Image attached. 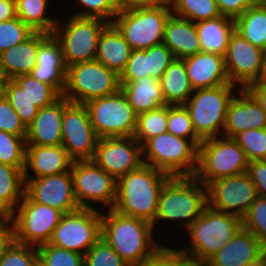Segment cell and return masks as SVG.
I'll return each mask as SVG.
<instances>
[{
	"label": "cell",
	"mask_w": 266,
	"mask_h": 266,
	"mask_svg": "<svg viewBox=\"0 0 266 266\" xmlns=\"http://www.w3.org/2000/svg\"><path fill=\"white\" fill-rule=\"evenodd\" d=\"M170 178L168 174L142 164L138 169L117 179L116 202L112 209L119 214L152 224L161 190Z\"/></svg>",
	"instance_id": "obj_1"
},
{
	"label": "cell",
	"mask_w": 266,
	"mask_h": 266,
	"mask_svg": "<svg viewBox=\"0 0 266 266\" xmlns=\"http://www.w3.org/2000/svg\"><path fill=\"white\" fill-rule=\"evenodd\" d=\"M101 239L129 265L134 266L152 256L162 245L153 239V225L145 220L101 211ZM155 240V241H154Z\"/></svg>",
	"instance_id": "obj_2"
},
{
	"label": "cell",
	"mask_w": 266,
	"mask_h": 266,
	"mask_svg": "<svg viewBox=\"0 0 266 266\" xmlns=\"http://www.w3.org/2000/svg\"><path fill=\"white\" fill-rule=\"evenodd\" d=\"M208 205L207 187L193 177H171L163 186L152 223L181 222L186 229Z\"/></svg>",
	"instance_id": "obj_3"
},
{
	"label": "cell",
	"mask_w": 266,
	"mask_h": 266,
	"mask_svg": "<svg viewBox=\"0 0 266 266\" xmlns=\"http://www.w3.org/2000/svg\"><path fill=\"white\" fill-rule=\"evenodd\" d=\"M241 227V219L236 215L218 211L207 205L202 214L185 229L189 234V244L184 248L180 246L179 250L183 255L208 260L222 249Z\"/></svg>",
	"instance_id": "obj_4"
},
{
	"label": "cell",
	"mask_w": 266,
	"mask_h": 266,
	"mask_svg": "<svg viewBox=\"0 0 266 266\" xmlns=\"http://www.w3.org/2000/svg\"><path fill=\"white\" fill-rule=\"evenodd\" d=\"M143 163L171 177H193L198 166V147L189 139L165 132L142 145Z\"/></svg>",
	"instance_id": "obj_5"
},
{
	"label": "cell",
	"mask_w": 266,
	"mask_h": 266,
	"mask_svg": "<svg viewBox=\"0 0 266 266\" xmlns=\"http://www.w3.org/2000/svg\"><path fill=\"white\" fill-rule=\"evenodd\" d=\"M237 90L240 88L236 85L226 84L196 89L188 98L184 106L189 112L194 131L201 140L223 136L227 109Z\"/></svg>",
	"instance_id": "obj_6"
},
{
	"label": "cell",
	"mask_w": 266,
	"mask_h": 266,
	"mask_svg": "<svg viewBox=\"0 0 266 266\" xmlns=\"http://www.w3.org/2000/svg\"><path fill=\"white\" fill-rule=\"evenodd\" d=\"M172 14L168 0L151 7L120 11L112 24L119 30L132 50L148 49L163 41L165 25Z\"/></svg>",
	"instance_id": "obj_7"
},
{
	"label": "cell",
	"mask_w": 266,
	"mask_h": 266,
	"mask_svg": "<svg viewBox=\"0 0 266 266\" xmlns=\"http://www.w3.org/2000/svg\"><path fill=\"white\" fill-rule=\"evenodd\" d=\"M249 160L233 138L219 136L202 140L198 146V166L194 177L209 183L247 172Z\"/></svg>",
	"instance_id": "obj_8"
},
{
	"label": "cell",
	"mask_w": 266,
	"mask_h": 266,
	"mask_svg": "<svg viewBox=\"0 0 266 266\" xmlns=\"http://www.w3.org/2000/svg\"><path fill=\"white\" fill-rule=\"evenodd\" d=\"M62 22L58 19L52 34L61 45L66 66L95 60L100 34L109 23L74 15Z\"/></svg>",
	"instance_id": "obj_9"
},
{
	"label": "cell",
	"mask_w": 266,
	"mask_h": 266,
	"mask_svg": "<svg viewBox=\"0 0 266 266\" xmlns=\"http://www.w3.org/2000/svg\"><path fill=\"white\" fill-rule=\"evenodd\" d=\"M121 89L120 76L96 59L67 67L66 84L62 96L74 103L109 96Z\"/></svg>",
	"instance_id": "obj_10"
},
{
	"label": "cell",
	"mask_w": 266,
	"mask_h": 266,
	"mask_svg": "<svg viewBox=\"0 0 266 266\" xmlns=\"http://www.w3.org/2000/svg\"><path fill=\"white\" fill-rule=\"evenodd\" d=\"M98 138L133 137L137 114L121 89L112 95L85 103Z\"/></svg>",
	"instance_id": "obj_11"
},
{
	"label": "cell",
	"mask_w": 266,
	"mask_h": 266,
	"mask_svg": "<svg viewBox=\"0 0 266 266\" xmlns=\"http://www.w3.org/2000/svg\"><path fill=\"white\" fill-rule=\"evenodd\" d=\"M62 215L58 209L33 202L24 194L11 218L15 242L36 247L48 243Z\"/></svg>",
	"instance_id": "obj_12"
},
{
	"label": "cell",
	"mask_w": 266,
	"mask_h": 266,
	"mask_svg": "<svg viewBox=\"0 0 266 266\" xmlns=\"http://www.w3.org/2000/svg\"><path fill=\"white\" fill-rule=\"evenodd\" d=\"M101 211L79 208L62 215L48 244L84 255L101 238Z\"/></svg>",
	"instance_id": "obj_13"
},
{
	"label": "cell",
	"mask_w": 266,
	"mask_h": 266,
	"mask_svg": "<svg viewBox=\"0 0 266 266\" xmlns=\"http://www.w3.org/2000/svg\"><path fill=\"white\" fill-rule=\"evenodd\" d=\"M73 187L80 208L94 207L92 204L101 203L105 210L112 209L116 202L117 180L97 166L92 160L73 161L71 166Z\"/></svg>",
	"instance_id": "obj_14"
},
{
	"label": "cell",
	"mask_w": 266,
	"mask_h": 266,
	"mask_svg": "<svg viewBox=\"0 0 266 266\" xmlns=\"http://www.w3.org/2000/svg\"><path fill=\"white\" fill-rule=\"evenodd\" d=\"M98 136L85 104L70 102L64 97L62 146L73 161L92 160Z\"/></svg>",
	"instance_id": "obj_15"
},
{
	"label": "cell",
	"mask_w": 266,
	"mask_h": 266,
	"mask_svg": "<svg viewBox=\"0 0 266 266\" xmlns=\"http://www.w3.org/2000/svg\"><path fill=\"white\" fill-rule=\"evenodd\" d=\"M224 62L230 83L240 89L264 78V50L252 45L236 30L230 37Z\"/></svg>",
	"instance_id": "obj_16"
},
{
	"label": "cell",
	"mask_w": 266,
	"mask_h": 266,
	"mask_svg": "<svg viewBox=\"0 0 266 266\" xmlns=\"http://www.w3.org/2000/svg\"><path fill=\"white\" fill-rule=\"evenodd\" d=\"M206 187L210 207L240 219L258 197L256 186L247 172L217 179Z\"/></svg>",
	"instance_id": "obj_17"
},
{
	"label": "cell",
	"mask_w": 266,
	"mask_h": 266,
	"mask_svg": "<svg viewBox=\"0 0 266 266\" xmlns=\"http://www.w3.org/2000/svg\"><path fill=\"white\" fill-rule=\"evenodd\" d=\"M142 145L134 137L98 139L92 161L116 180L143 163Z\"/></svg>",
	"instance_id": "obj_18"
},
{
	"label": "cell",
	"mask_w": 266,
	"mask_h": 266,
	"mask_svg": "<svg viewBox=\"0 0 266 266\" xmlns=\"http://www.w3.org/2000/svg\"><path fill=\"white\" fill-rule=\"evenodd\" d=\"M24 181V194L33 202L56 208L63 214L80 208L74 194L71 171Z\"/></svg>",
	"instance_id": "obj_19"
},
{
	"label": "cell",
	"mask_w": 266,
	"mask_h": 266,
	"mask_svg": "<svg viewBox=\"0 0 266 266\" xmlns=\"http://www.w3.org/2000/svg\"><path fill=\"white\" fill-rule=\"evenodd\" d=\"M67 66L61 45L53 34L40 32L36 66L30 72L35 79L51 85L60 95L66 84Z\"/></svg>",
	"instance_id": "obj_20"
},
{
	"label": "cell",
	"mask_w": 266,
	"mask_h": 266,
	"mask_svg": "<svg viewBox=\"0 0 266 266\" xmlns=\"http://www.w3.org/2000/svg\"><path fill=\"white\" fill-rule=\"evenodd\" d=\"M237 93L240 95L234 96L226 113L223 136L228 138L248 129L266 128V112L255 98L246 89Z\"/></svg>",
	"instance_id": "obj_21"
},
{
	"label": "cell",
	"mask_w": 266,
	"mask_h": 266,
	"mask_svg": "<svg viewBox=\"0 0 266 266\" xmlns=\"http://www.w3.org/2000/svg\"><path fill=\"white\" fill-rule=\"evenodd\" d=\"M265 248L251 232L241 227L208 262L210 266H259Z\"/></svg>",
	"instance_id": "obj_22"
},
{
	"label": "cell",
	"mask_w": 266,
	"mask_h": 266,
	"mask_svg": "<svg viewBox=\"0 0 266 266\" xmlns=\"http://www.w3.org/2000/svg\"><path fill=\"white\" fill-rule=\"evenodd\" d=\"M64 96L52 104L40 108L32 123L27 127L26 145H62V117Z\"/></svg>",
	"instance_id": "obj_23"
},
{
	"label": "cell",
	"mask_w": 266,
	"mask_h": 266,
	"mask_svg": "<svg viewBox=\"0 0 266 266\" xmlns=\"http://www.w3.org/2000/svg\"><path fill=\"white\" fill-rule=\"evenodd\" d=\"M183 61L194 90L231 84L226 73L224 56L201 51L183 58Z\"/></svg>",
	"instance_id": "obj_24"
},
{
	"label": "cell",
	"mask_w": 266,
	"mask_h": 266,
	"mask_svg": "<svg viewBox=\"0 0 266 266\" xmlns=\"http://www.w3.org/2000/svg\"><path fill=\"white\" fill-rule=\"evenodd\" d=\"M72 162L73 160L62 145H26L24 179L71 171ZM29 168L33 171L34 176L28 174Z\"/></svg>",
	"instance_id": "obj_25"
},
{
	"label": "cell",
	"mask_w": 266,
	"mask_h": 266,
	"mask_svg": "<svg viewBox=\"0 0 266 266\" xmlns=\"http://www.w3.org/2000/svg\"><path fill=\"white\" fill-rule=\"evenodd\" d=\"M162 43L176 59H183L201 52L195 23L173 13L166 22Z\"/></svg>",
	"instance_id": "obj_26"
},
{
	"label": "cell",
	"mask_w": 266,
	"mask_h": 266,
	"mask_svg": "<svg viewBox=\"0 0 266 266\" xmlns=\"http://www.w3.org/2000/svg\"><path fill=\"white\" fill-rule=\"evenodd\" d=\"M132 48L119 30L109 23L100 34L95 59L115 71L119 76L124 71Z\"/></svg>",
	"instance_id": "obj_27"
},
{
	"label": "cell",
	"mask_w": 266,
	"mask_h": 266,
	"mask_svg": "<svg viewBox=\"0 0 266 266\" xmlns=\"http://www.w3.org/2000/svg\"><path fill=\"white\" fill-rule=\"evenodd\" d=\"M40 46V32H34L24 42L0 53V65L6 79L30 74L36 66L37 51Z\"/></svg>",
	"instance_id": "obj_28"
},
{
	"label": "cell",
	"mask_w": 266,
	"mask_h": 266,
	"mask_svg": "<svg viewBox=\"0 0 266 266\" xmlns=\"http://www.w3.org/2000/svg\"><path fill=\"white\" fill-rule=\"evenodd\" d=\"M121 91L137 115L166 106L160 81L150 76L132 82H120Z\"/></svg>",
	"instance_id": "obj_29"
},
{
	"label": "cell",
	"mask_w": 266,
	"mask_h": 266,
	"mask_svg": "<svg viewBox=\"0 0 266 266\" xmlns=\"http://www.w3.org/2000/svg\"><path fill=\"white\" fill-rule=\"evenodd\" d=\"M200 40L201 51L224 56L232 33L235 31V21L226 16L204 20L195 23Z\"/></svg>",
	"instance_id": "obj_30"
},
{
	"label": "cell",
	"mask_w": 266,
	"mask_h": 266,
	"mask_svg": "<svg viewBox=\"0 0 266 266\" xmlns=\"http://www.w3.org/2000/svg\"><path fill=\"white\" fill-rule=\"evenodd\" d=\"M160 84L167 105H184L194 92L183 59H174L163 73Z\"/></svg>",
	"instance_id": "obj_31"
},
{
	"label": "cell",
	"mask_w": 266,
	"mask_h": 266,
	"mask_svg": "<svg viewBox=\"0 0 266 266\" xmlns=\"http://www.w3.org/2000/svg\"><path fill=\"white\" fill-rule=\"evenodd\" d=\"M234 21L235 30L246 40L263 50L266 48V7L256 3Z\"/></svg>",
	"instance_id": "obj_32"
},
{
	"label": "cell",
	"mask_w": 266,
	"mask_h": 266,
	"mask_svg": "<svg viewBox=\"0 0 266 266\" xmlns=\"http://www.w3.org/2000/svg\"><path fill=\"white\" fill-rule=\"evenodd\" d=\"M49 0H16V14L34 32L52 34L58 19L48 16ZM47 12V14H46Z\"/></svg>",
	"instance_id": "obj_33"
},
{
	"label": "cell",
	"mask_w": 266,
	"mask_h": 266,
	"mask_svg": "<svg viewBox=\"0 0 266 266\" xmlns=\"http://www.w3.org/2000/svg\"><path fill=\"white\" fill-rule=\"evenodd\" d=\"M24 172L0 163V199L13 211L24 197Z\"/></svg>",
	"instance_id": "obj_34"
},
{
	"label": "cell",
	"mask_w": 266,
	"mask_h": 266,
	"mask_svg": "<svg viewBox=\"0 0 266 266\" xmlns=\"http://www.w3.org/2000/svg\"><path fill=\"white\" fill-rule=\"evenodd\" d=\"M174 15L194 23L221 16L216 0H168Z\"/></svg>",
	"instance_id": "obj_35"
},
{
	"label": "cell",
	"mask_w": 266,
	"mask_h": 266,
	"mask_svg": "<svg viewBox=\"0 0 266 266\" xmlns=\"http://www.w3.org/2000/svg\"><path fill=\"white\" fill-rule=\"evenodd\" d=\"M168 105L137 115L133 137L140 145L167 132Z\"/></svg>",
	"instance_id": "obj_36"
},
{
	"label": "cell",
	"mask_w": 266,
	"mask_h": 266,
	"mask_svg": "<svg viewBox=\"0 0 266 266\" xmlns=\"http://www.w3.org/2000/svg\"><path fill=\"white\" fill-rule=\"evenodd\" d=\"M1 93L6 97L27 128L39 112V108L34 105L14 79H6Z\"/></svg>",
	"instance_id": "obj_37"
},
{
	"label": "cell",
	"mask_w": 266,
	"mask_h": 266,
	"mask_svg": "<svg viewBox=\"0 0 266 266\" xmlns=\"http://www.w3.org/2000/svg\"><path fill=\"white\" fill-rule=\"evenodd\" d=\"M26 136L0 130V163L16 167L24 172Z\"/></svg>",
	"instance_id": "obj_38"
},
{
	"label": "cell",
	"mask_w": 266,
	"mask_h": 266,
	"mask_svg": "<svg viewBox=\"0 0 266 266\" xmlns=\"http://www.w3.org/2000/svg\"><path fill=\"white\" fill-rule=\"evenodd\" d=\"M14 80L39 109L52 104L61 96L51 85L38 81L30 74L17 76Z\"/></svg>",
	"instance_id": "obj_39"
},
{
	"label": "cell",
	"mask_w": 266,
	"mask_h": 266,
	"mask_svg": "<svg viewBox=\"0 0 266 266\" xmlns=\"http://www.w3.org/2000/svg\"><path fill=\"white\" fill-rule=\"evenodd\" d=\"M167 132L189 139L197 147L202 142L194 131L189 112L184 105H168Z\"/></svg>",
	"instance_id": "obj_40"
},
{
	"label": "cell",
	"mask_w": 266,
	"mask_h": 266,
	"mask_svg": "<svg viewBox=\"0 0 266 266\" xmlns=\"http://www.w3.org/2000/svg\"><path fill=\"white\" fill-rule=\"evenodd\" d=\"M38 248V262L42 266H84V255L45 243Z\"/></svg>",
	"instance_id": "obj_41"
},
{
	"label": "cell",
	"mask_w": 266,
	"mask_h": 266,
	"mask_svg": "<svg viewBox=\"0 0 266 266\" xmlns=\"http://www.w3.org/2000/svg\"><path fill=\"white\" fill-rule=\"evenodd\" d=\"M233 139L245 151L249 162L266 160V128L248 129L239 132Z\"/></svg>",
	"instance_id": "obj_42"
},
{
	"label": "cell",
	"mask_w": 266,
	"mask_h": 266,
	"mask_svg": "<svg viewBox=\"0 0 266 266\" xmlns=\"http://www.w3.org/2000/svg\"><path fill=\"white\" fill-rule=\"evenodd\" d=\"M242 227L266 246V198L258 196L241 219Z\"/></svg>",
	"instance_id": "obj_43"
},
{
	"label": "cell",
	"mask_w": 266,
	"mask_h": 266,
	"mask_svg": "<svg viewBox=\"0 0 266 266\" xmlns=\"http://www.w3.org/2000/svg\"><path fill=\"white\" fill-rule=\"evenodd\" d=\"M33 33L34 31L18 17L0 22V53L24 42Z\"/></svg>",
	"instance_id": "obj_44"
},
{
	"label": "cell",
	"mask_w": 266,
	"mask_h": 266,
	"mask_svg": "<svg viewBox=\"0 0 266 266\" xmlns=\"http://www.w3.org/2000/svg\"><path fill=\"white\" fill-rule=\"evenodd\" d=\"M84 266H129L103 239H99L85 254Z\"/></svg>",
	"instance_id": "obj_45"
},
{
	"label": "cell",
	"mask_w": 266,
	"mask_h": 266,
	"mask_svg": "<svg viewBox=\"0 0 266 266\" xmlns=\"http://www.w3.org/2000/svg\"><path fill=\"white\" fill-rule=\"evenodd\" d=\"M82 10L72 13L74 16L99 18L108 23H112L116 14L117 7L113 0H76ZM84 8V9H83Z\"/></svg>",
	"instance_id": "obj_46"
},
{
	"label": "cell",
	"mask_w": 266,
	"mask_h": 266,
	"mask_svg": "<svg viewBox=\"0 0 266 266\" xmlns=\"http://www.w3.org/2000/svg\"><path fill=\"white\" fill-rule=\"evenodd\" d=\"M38 248L14 242L0 258V266H36Z\"/></svg>",
	"instance_id": "obj_47"
},
{
	"label": "cell",
	"mask_w": 266,
	"mask_h": 266,
	"mask_svg": "<svg viewBox=\"0 0 266 266\" xmlns=\"http://www.w3.org/2000/svg\"><path fill=\"white\" fill-rule=\"evenodd\" d=\"M149 76V48L132 50L120 82H132Z\"/></svg>",
	"instance_id": "obj_48"
},
{
	"label": "cell",
	"mask_w": 266,
	"mask_h": 266,
	"mask_svg": "<svg viewBox=\"0 0 266 266\" xmlns=\"http://www.w3.org/2000/svg\"><path fill=\"white\" fill-rule=\"evenodd\" d=\"M0 130L17 136L27 135V128L22 123L20 116L2 93H0Z\"/></svg>",
	"instance_id": "obj_49"
},
{
	"label": "cell",
	"mask_w": 266,
	"mask_h": 266,
	"mask_svg": "<svg viewBox=\"0 0 266 266\" xmlns=\"http://www.w3.org/2000/svg\"><path fill=\"white\" fill-rule=\"evenodd\" d=\"M173 53L163 44L149 48V76L160 81L163 73L174 61Z\"/></svg>",
	"instance_id": "obj_50"
},
{
	"label": "cell",
	"mask_w": 266,
	"mask_h": 266,
	"mask_svg": "<svg viewBox=\"0 0 266 266\" xmlns=\"http://www.w3.org/2000/svg\"><path fill=\"white\" fill-rule=\"evenodd\" d=\"M134 266H179V249L162 245L152 256Z\"/></svg>",
	"instance_id": "obj_51"
},
{
	"label": "cell",
	"mask_w": 266,
	"mask_h": 266,
	"mask_svg": "<svg viewBox=\"0 0 266 266\" xmlns=\"http://www.w3.org/2000/svg\"><path fill=\"white\" fill-rule=\"evenodd\" d=\"M256 3V0H216L220 14L234 20Z\"/></svg>",
	"instance_id": "obj_52"
},
{
	"label": "cell",
	"mask_w": 266,
	"mask_h": 266,
	"mask_svg": "<svg viewBox=\"0 0 266 266\" xmlns=\"http://www.w3.org/2000/svg\"><path fill=\"white\" fill-rule=\"evenodd\" d=\"M247 174L256 186L258 196L266 198V160L250 161Z\"/></svg>",
	"instance_id": "obj_53"
},
{
	"label": "cell",
	"mask_w": 266,
	"mask_h": 266,
	"mask_svg": "<svg viewBox=\"0 0 266 266\" xmlns=\"http://www.w3.org/2000/svg\"><path fill=\"white\" fill-rule=\"evenodd\" d=\"M15 242L14 226L11 219L0 221V258Z\"/></svg>",
	"instance_id": "obj_54"
},
{
	"label": "cell",
	"mask_w": 266,
	"mask_h": 266,
	"mask_svg": "<svg viewBox=\"0 0 266 266\" xmlns=\"http://www.w3.org/2000/svg\"><path fill=\"white\" fill-rule=\"evenodd\" d=\"M266 112V78L254 82L245 88Z\"/></svg>",
	"instance_id": "obj_55"
},
{
	"label": "cell",
	"mask_w": 266,
	"mask_h": 266,
	"mask_svg": "<svg viewBox=\"0 0 266 266\" xmlns=\"http://www.w3.org/2000/svg\"><path fill=\"white\" fill-rule=\"evenodd\" d=\"M117 11H124L134 8L151 7L160 4L164 0H113Z\"/></svg>",
	"instance_id": "obj_56"
},
{
	"label": "cell",
	"mask_w": 266,
	"mask_h": 266,
	"mask_svg": "<svg viewBox=\"0 0 266 266\" xmlns=\"http://www.w3.org/2000/svg\"><path fill=\"white\" fill-rule=\"evenodd\" d=\"M17 17L16 0H0V22Z\"/></svg>",
	"instance_id": "obj_57"
},
{
	"label": "cell",
	"mask_w": 266,
	"mask_h": 266,
	"mask_svg": "<svg viewBox=\"0 0 266 266\" xmlns=\"http://www.w3.org/2000/svg\"><path fill=\"white\" fill-rule=\"evenodd\" d=\"M179 266H210L208 260L195 259L183 255L179 250Z\"/></svg>",
	"instance_id": "obj_58"
},
{
	"label": "cell",
	"mask_w": 266,
	"mask_h": 266,
	"mask_svg": "<svg viewBox=\"0 0 266 266\" xmlns=\"http://www.w3.org/2000/svg\"><path fill=\"white\" fill-rule=\"evenodd\" d=\"M13 211L0 199V217L2 219H11Z\"/></svg>",
	"instance_id": "obj_59"
},
{
	"label": "cell",
	"mask_w": 266,
	"mask_h": 266,
	"mask_svg": "<svg viewBox=\"0 0 266 266\" xmlns=\"http://www.w3.org/2000/svg\"><path fill=\"white\" fill-rule=\"evenodd\" d=\"M6 78L3 75L1 65H0V93L2 92L3 86L5 84Z\"/></svg>",
	"instance_id": "obj_60"
},
{
	"label": "cell",
	"mask_w": 266,
	"mask_h": 266,
	"mask_svg": "<svg viewBox=\"0 0 266 266\" xmlns=\"http://www.w3.org/2000/svg\"><path fill=\"white\" fill-rule=\"evenodd\" d=\"M259 266H266V248L263 251Z\"/></svg>",
	"instance_id": "obj_61"
},
{
	"label": "cell",
	"mask_w": 266,
	"mask_h": 266,
	"mask_svg": "<svg viewBox=\"0 0 266 266\" xmlns=\"http://www.w3.org/2000/svg\"><path fill=\"white\" fill-rule=\"evenodd\" d=\"M264 78H266V48L264 49Z\"/></svg>",
	"instance_id": "obj_62"
},
{
	"label": "cell",
	"mask_w": 266,
	"mask_h": 266,
	"mask_svg": "<svg viewBox=\"0 0 266 266\" xmlns=\"http://www.w3.org/2000/svg\"><path fill=\"white\" fill-rule=\"evenodd\" d=\"M257 1V4L263 6V7H266V0H256Z\"/></svg>",
	"instance_id": "obj_63"
}]
</instances>
